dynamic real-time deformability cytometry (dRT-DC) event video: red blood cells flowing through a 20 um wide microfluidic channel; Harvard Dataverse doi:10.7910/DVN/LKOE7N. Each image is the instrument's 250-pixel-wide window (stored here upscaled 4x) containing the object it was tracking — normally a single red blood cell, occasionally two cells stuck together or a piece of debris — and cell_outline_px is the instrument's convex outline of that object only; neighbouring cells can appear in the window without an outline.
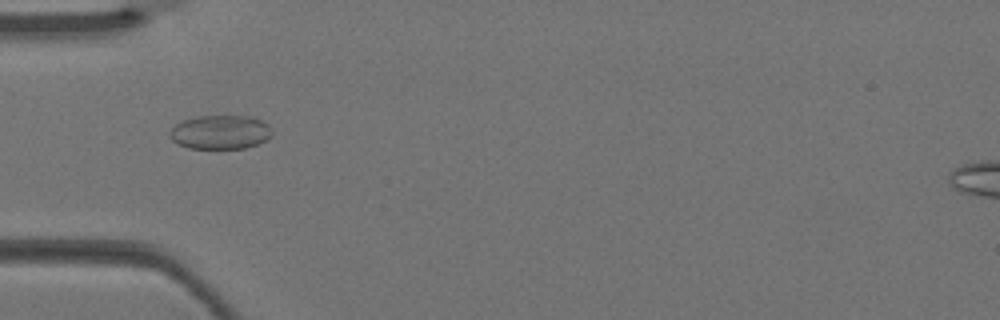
{"species": "Egyptian fruit bat (a non-hibernating species)", "species_latin": "Rousettus aegyptiacus", "temperature_condition": "warm", "stored_images_in_passage": 4, "camera_frame_rate_fps": 3000, "um_per_image_px": 0.085, "animal": {"sex": "female"}, "frame": {"image": 1, "passage_image": 4, "time_ms": 1.0, "image_size_px": [1000, 320], "cell_outline_px": [[272, 136], [256, 144], [244, 148], [188, 148], [176, 144], [172, 140], [168, 132], [176, 124], [184, 120], [196, 116], [252, 116], [268, 124], [272, 132]], "centroid_in_image_um": [18.7, 11.23], "position_along_channel_um": 66.3, "area_um2": 20.23}}